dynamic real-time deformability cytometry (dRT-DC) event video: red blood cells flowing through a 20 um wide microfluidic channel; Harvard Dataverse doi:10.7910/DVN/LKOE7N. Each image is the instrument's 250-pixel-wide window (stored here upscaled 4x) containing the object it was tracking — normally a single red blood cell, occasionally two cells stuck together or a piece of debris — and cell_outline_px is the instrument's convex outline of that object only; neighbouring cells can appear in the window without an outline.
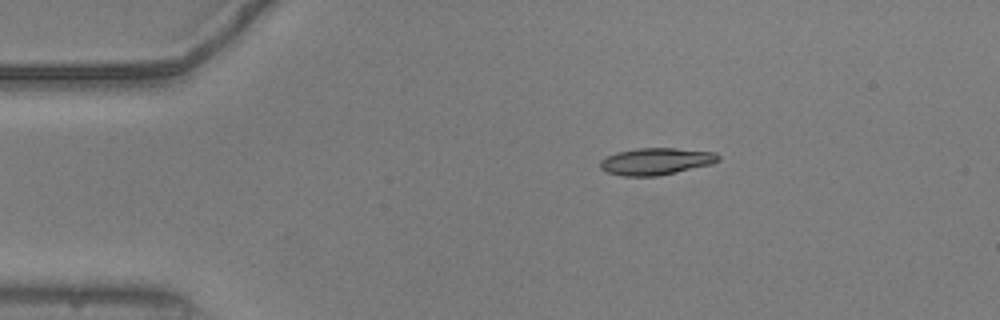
{"species": "common noctule bat (a hibernating species)", "species_latin": "Nyctalus noctula", "temperature_condition": "warm", "stored_images_in_passage": 45, "camera_frame_rate_fps": 3000, "um_per_image_px": 0.085, "animal": {"sex": "male", "body_mass_g": 20.5, "forearm_length_mm": 52.5}, "frame": {"image": 1, "passage_image": 1, "time_ms": 0.0, "image_size_px": [1000, 320], "cell_outline_px": [[720, 160], [712, 164], [660, 176], [624, 176], [608, 172], [600, 168], [600, 160], [616, 152], [636, 148], [676, 148], [716, 152], [720, 156]], "centroid_in_image_um": [55.79, 13.71], "position_along_channel_um": 29.2, "area_um2": 18.67}}
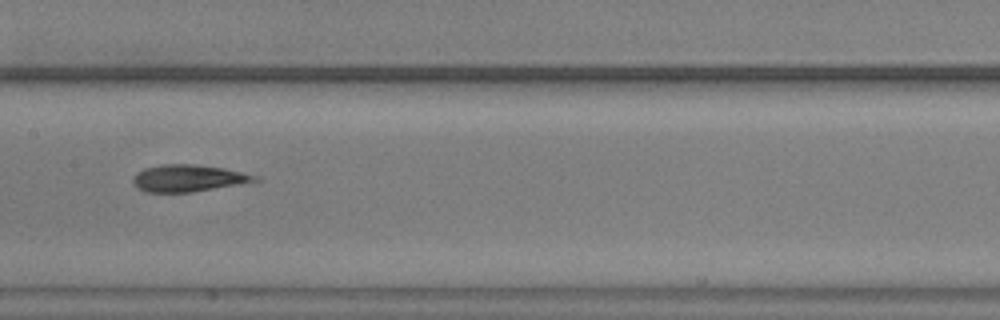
{"frame": {"image": 2, "passage_image": 18, "time_ms": 5.667, "image_size_px": [1000, 320], "cell_outline_px": [[260, 180], [192, 192], [144, 192], [136, 188], [132, 184], [132, 176], [136, 172], [144, 168], [160, 164], [196, 164], [224, 168], [260, 176]], "centroid_in_image_um": [15.93, 15.14], "position_along_channel_um": 191.5, "area_um2": 19.31}}
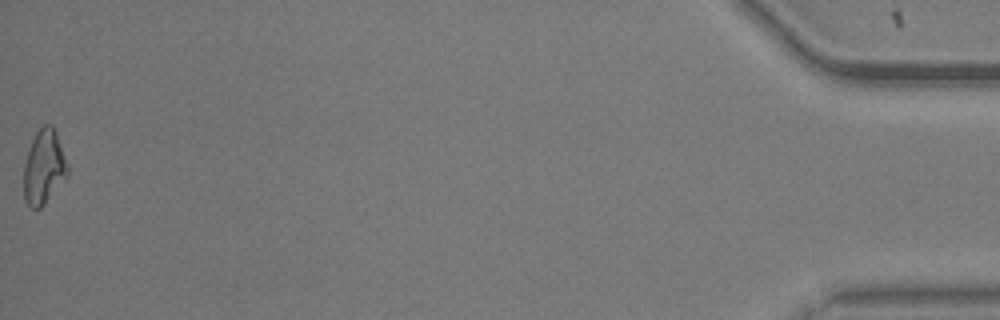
{"frame": {"image": 3, "passage_image": 45, "time_ms": 14.667, "image_size_px": [1000, 320], "cell_outline_px": [[68, 176], [40, 208], [32, 208], [24, 200], [24, 164], [32, 140], [36, 132], [44, 124], [52, 124], [56, 132], [68, 164]], "centroid_in_image_um": [3.74, 14.19], "position_along_channel_um": 431.5, "area_um2": 18.84}}